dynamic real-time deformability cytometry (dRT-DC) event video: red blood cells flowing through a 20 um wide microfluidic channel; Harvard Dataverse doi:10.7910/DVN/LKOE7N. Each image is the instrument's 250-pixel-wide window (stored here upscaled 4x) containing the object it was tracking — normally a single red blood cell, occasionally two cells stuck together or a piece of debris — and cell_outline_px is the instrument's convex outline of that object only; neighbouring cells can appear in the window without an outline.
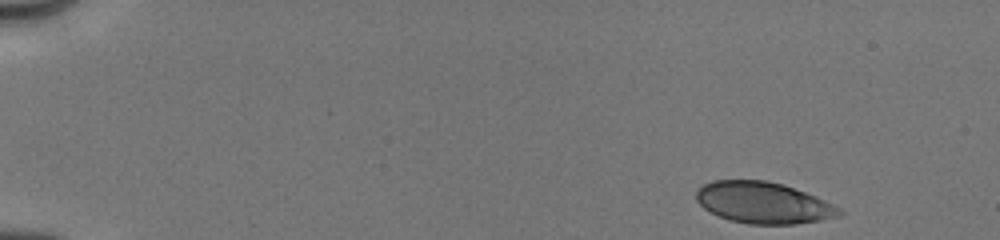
{"species": "human", "species_latin": "Homo sapiens", "temperature_condition": "cold", "stored_images_in_passage": 20, "camera_frame_rate_fps": 3000, "um_per_image_px": 0.085, "donor": {"sex": "male"}, "frame": {"image": 1, "passage_image": 1, "time_ms": 0.0, "image_size_px": [1000, 240], "cell_outline_px": [[844, 212], [840, 216], [820, 220], [796, 224], [748, 224], [728, 220], [704, 208], [696, 200], [696, 192], [704, 184], [712, 180], [768, 180], [784, 184], [816, 196], [840, 208]], "centroid_in_image_um": [64.89, 17.23], "position_along_channel_um": 20.1, "area_um2": 34.56}}
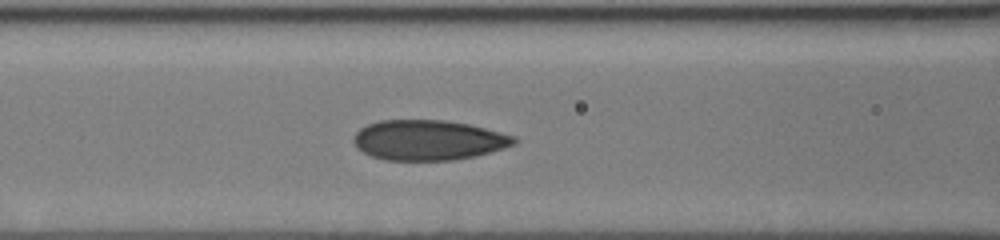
{"frame": {"image": 2, "passage_image": 17, "time_ms": 6.0, "image_size_px": [1000, 240], "cell_outline_px": [[520, 140], [516, 144], [504, 148], [476, 156], [452, 160], [384, 160], [372, 156], [356, 148], [352, 140], [356, 132], [360, 128], [368, 124], [380, 120], [444, 120], [468, 124], [516, 136]], "centroid_in_image_um": [36.42, 11.91], "position_along_channel_um": 130.2, "area_um2": 37.69}}
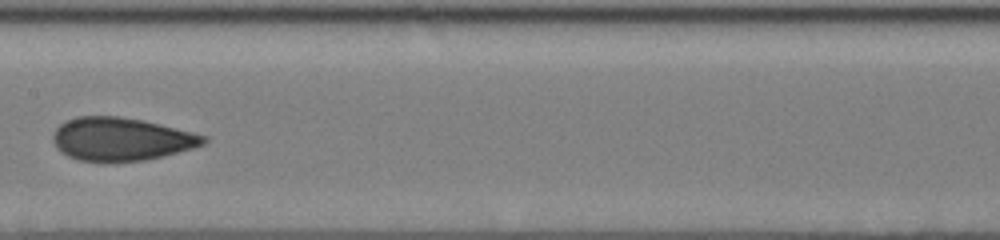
{"frame": {"image": 3, "passage_image": 19, "time_ms": 7.667, "image_size_px": [1000, 240], "cell_outline_px": [[208, 140], [204, 144], [192, 148], [164, 156], [144, 160], [104, 164], [80, 160], [68, 156], [60, 152], [56, 148], [52, 140], [52, 132], [64, 120], [76, 116], [120, 116], [144, 120], [208, 136]], "centroid_in_image_um": [10.25, 11.84], "position_along_channel_um": 197.2, "area_um2": 38.67}}